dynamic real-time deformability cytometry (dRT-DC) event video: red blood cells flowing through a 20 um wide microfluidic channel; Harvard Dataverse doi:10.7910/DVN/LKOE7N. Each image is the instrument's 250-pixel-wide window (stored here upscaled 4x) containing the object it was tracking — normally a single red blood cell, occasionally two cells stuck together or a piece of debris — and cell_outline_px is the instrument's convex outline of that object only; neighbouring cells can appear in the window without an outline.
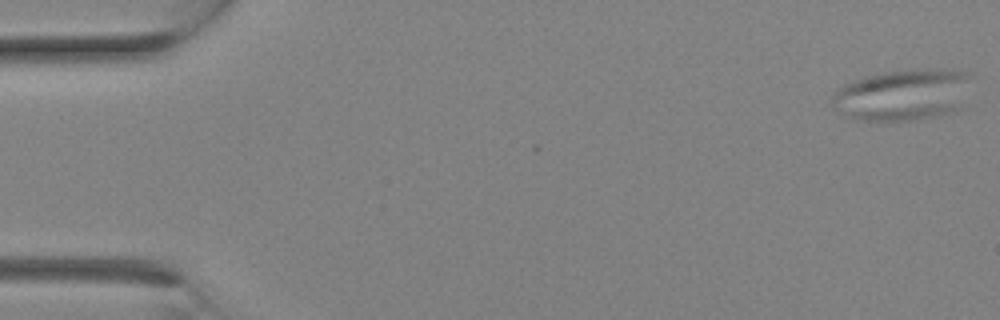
{"species": "Egyptian fruit bat (a non-hibernating species)", "species_latin": "Rousettus aegyptiacus", "temperature_condition": "room temperature", "stored_images_in_passage": 25, "camera_frame_rate_fps": 3000, "um_per_image_px": 0.085, "animal": {"sex": "female"}, "frame": {"image": 1, "passage_image": 1, "time_ms": 0.0, "image_size_px": [1000, 320], "cell_outline_px": [[976, 76], [960, 108], [956, 112], [940, 116], [916, 120], [856, 120], [832, 108], [832, 96], [844, 84], [864, 76], [884, 72], [920, 68], [940, 68], [972, 72]], "centroid_in_image_um": [76.85, 8.04], "position_along_channel_um": 8.1, "area_um2": 42.83}}
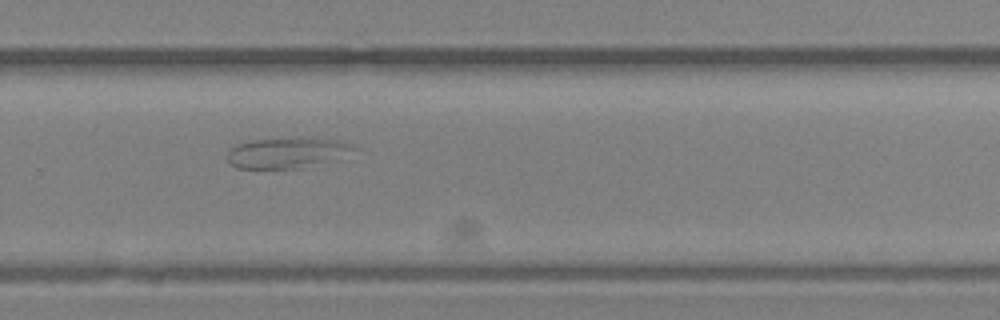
{"frame": {"image": 2, "passage_image": 19, "time_ms": 6.0, "image_size_px": [1000, 320], "cell_outline_px": [[360, 148], [300, 168], [236, 168], [228, 164], [228, 148], [236, 144], [252, 140], [308, 136], [340, 140], [356, 144]], "centroid_in_image_um": [24.33, 12.93], "position_along_channel_um": 305.5, "area_um2": 22.54}}
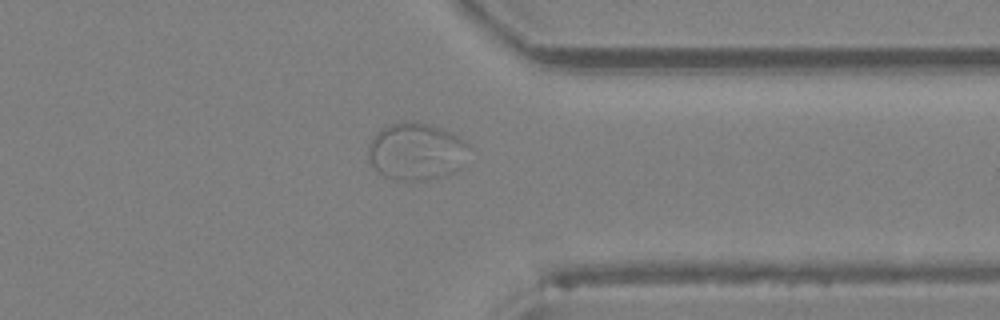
{"frame": {"image": 3, "passage_image": 22, "time_ms": 7.0, "image_size_px": [1000, 320], "cell_outline_px": [[472, 148], [460, 168], [444, 176], [428, 180], [400, 180], [384, 176], [368, 160], [368, 144], [372, 136], [380, 128], [388, 124], [404, 120], [416, 120], [440, 128], [472, 144]], "centroid_in_image_um": [35.38, 12.84], "position_along_channel_um": 376.0, "area_um2": 34.16}}